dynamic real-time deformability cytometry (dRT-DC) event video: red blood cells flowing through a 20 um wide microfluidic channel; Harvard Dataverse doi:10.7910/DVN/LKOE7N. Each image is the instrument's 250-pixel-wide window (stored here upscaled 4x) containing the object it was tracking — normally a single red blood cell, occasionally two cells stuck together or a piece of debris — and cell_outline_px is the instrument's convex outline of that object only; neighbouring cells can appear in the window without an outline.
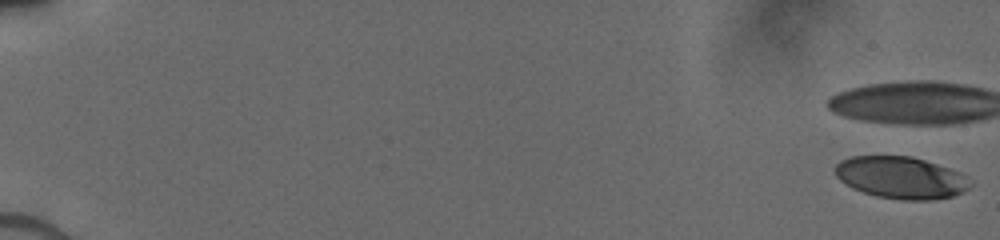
{"species": "human", "species_latin": "Homo sapiens", "temperature_condition": "cold", "stored_images_in_passage": 5, "camera_frame_rate_fps": 3000, "um_per_image_px": 0.085, "donor": {"sex": "male"}, "frame": {"image": 1, "passage_image": 1, "time_ms": 0.0, "image_size_px": [1000, 240], "cell_outline_px": [[972, 184], [968, 188], [952, 196], [932, 200], [900, 200], [876, 196], [852, 188], [840, 180], [836, 176], [836, 164], [840, 160], [852, 156], [912, 156], [960, 172]], "centroid_in_image_um": [76.55, 15.1], "position_along_channel_um": 8.4, "area_um2": 32.83}}